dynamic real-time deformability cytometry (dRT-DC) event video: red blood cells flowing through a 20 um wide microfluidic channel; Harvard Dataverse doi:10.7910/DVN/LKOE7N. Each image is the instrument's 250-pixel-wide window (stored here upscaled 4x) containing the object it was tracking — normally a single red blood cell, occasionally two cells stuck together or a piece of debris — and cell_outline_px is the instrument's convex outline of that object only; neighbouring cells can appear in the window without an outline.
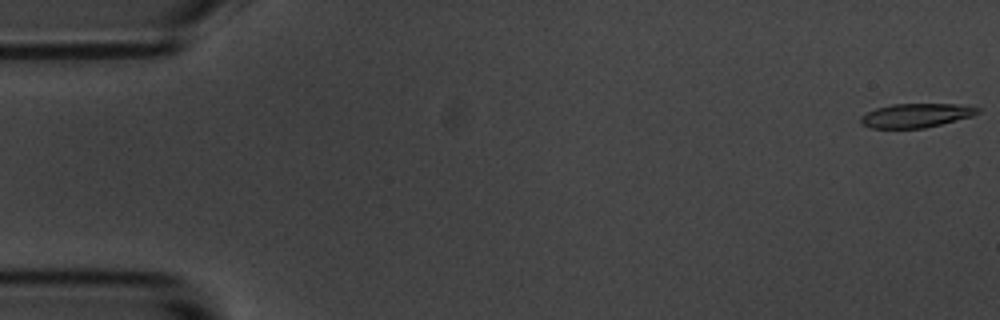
{"species": "common noctule bat (a hibernating species)", "species_latin": "Nyctalus noctula", "temperature_condition": "room temperature", "stored_images_in_passage": 16, "camera_frame_rate_fps": 3000, "um_per_image_px": 0.085, "animal": {"sex": "male", "body_mass_g": 20.1, "forearm_length_mm": 53.5}, "frame": {"image": 1, "passage_image": 1, "time_ms": 0.0, "image_size_px": [1000, 320], "cell_outline_px": [[980, 112], [972, 116], [924, 128], [872, 128], [860, 124], [860, 116], [876, 108], [892, 104], [956, 104], [980, 108]], "centroid_in_image_um": [77.83, 9.81], "position_along_channel_um": 7.2, "area_um2": 16.24}}
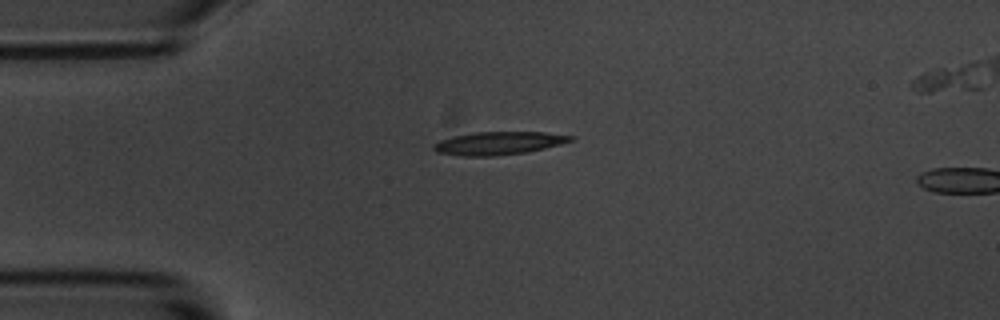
{"frame": {"image": 2, "passage_image": 14, "time_ms": 4.333, "image_size_px": [1000, 320], "cell_outline_px": [[572, 140], [560, 144], [528, 152], [496, 156], [460, 156], [436, 152], [432, 148], [432, 144], [440, 140], [452, 136], [476, 132], [544, 132], [572, 136]], "centroid_in_image_um": [42.31, 12.18], "position_along_channel_um": 42.7, "area_um2": 18.38}}